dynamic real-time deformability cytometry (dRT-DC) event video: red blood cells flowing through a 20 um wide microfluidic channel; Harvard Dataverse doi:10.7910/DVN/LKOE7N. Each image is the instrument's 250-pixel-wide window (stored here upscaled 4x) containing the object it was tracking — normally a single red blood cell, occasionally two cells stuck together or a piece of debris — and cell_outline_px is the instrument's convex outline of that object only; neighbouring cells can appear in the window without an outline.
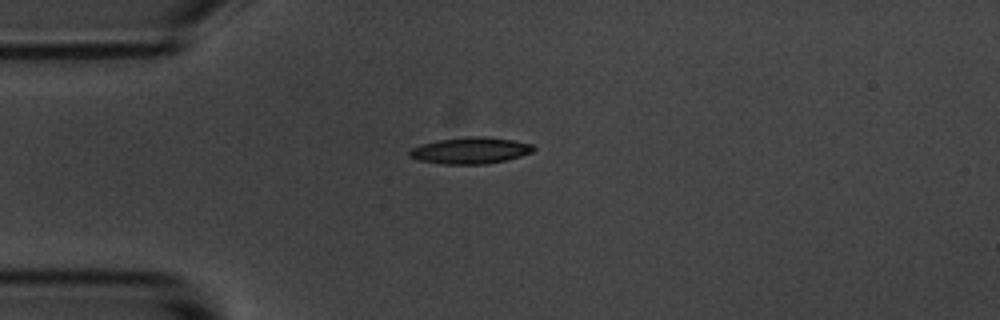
{"species": "common noctule bat (a hibernating species)", "species_latin": "Nyctalus noctula", "temperature_condition": "room temperature", "stored_images_in_passage": 4, "camera_frame_rate_fps": 3000, "um_per_image_px": 0.085, "animal": {"sex": "male", "body_mass_g": 20.1, "forearm_length_mm": 53.5}, "frame": {"image": 1, "passage_image": 1, "time_ms": 0.0, "image_size_px": [1000, 320], "cell_outline_px": [[536, 148], [532, 152], [520, 156], [504, 160], [484, 164], [444, 164], [416, 160], [408, 156], [408, 152], [412, 148], [420, 144], [436, 140], [472, 136], [484, 136], [512, 140], [532, 144]], "centroid_in_image_um": [39.94, 12.79], "position_along_channel_um": 45.1, "area_um2": 19.13}}
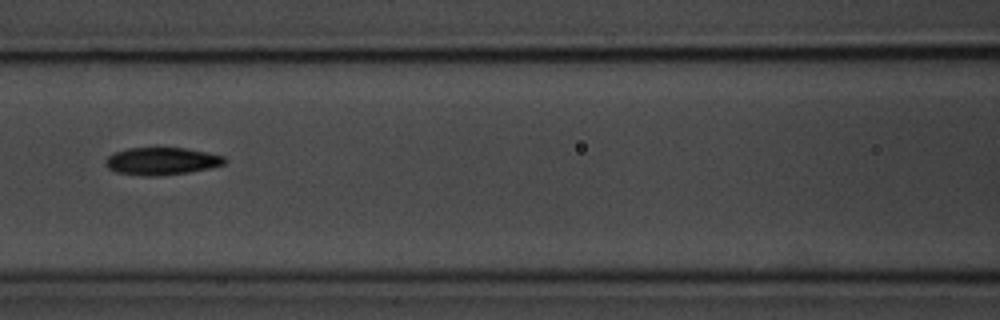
{"frame": {"image": 2, "passage_image": 4, "time_ms": 3.333, "image_size_px": [1000, 320], "cell_outline_px": [[228, 160], [224, 164], [208, 168], [188, 172], [156, 176], [144, 176], [116, 172], [108, 168], [104, 164], [104, 160], [108, 156], [116, 152], [128, 148], [184, 148], [208, 152], [224, 156]], "centroid_in_image_um": [13.73, 13.69], "position_along_channel_um": 152.9, "area_um2": 19.02}}